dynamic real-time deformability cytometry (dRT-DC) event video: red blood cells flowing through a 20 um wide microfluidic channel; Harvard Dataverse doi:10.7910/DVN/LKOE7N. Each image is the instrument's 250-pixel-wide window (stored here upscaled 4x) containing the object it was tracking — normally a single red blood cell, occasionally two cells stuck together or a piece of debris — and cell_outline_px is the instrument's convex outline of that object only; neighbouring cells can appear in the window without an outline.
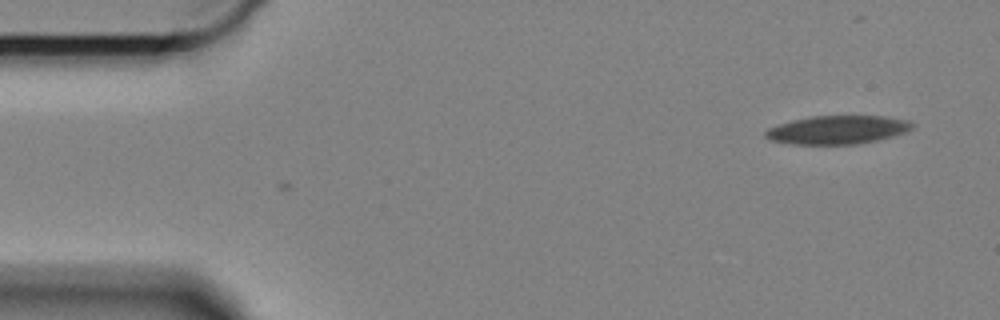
{"species": "Egyptian fruit bat (a non-hibernating species)", "species_latin": "Rousettus aegyptiacus", "temperature_condition": "cold", "stored_images_in_passage": 4, "camera_frame_rate_fps": 3000, "um_per_image_px": 0.085, "animal": {"sex": "female"}, "frame": {"image": 1, "passage_image": 4, "time_ms": 1.0, "image_size_px": [1000, 320], "cell_outline_px": [[916, 124], [912, 128], [904, 132], [892, 136], [876, 140], [856, 144], [792, 144], [768, 140], [764, 136], [764, 132], [768, 128], [792, 120], [812, 116], [884, 116], [908, 120]], "centroid_in_image_um": [71.17, 11.03], "position_along_channel_um": 13.8, "area_um2": 24.28}}